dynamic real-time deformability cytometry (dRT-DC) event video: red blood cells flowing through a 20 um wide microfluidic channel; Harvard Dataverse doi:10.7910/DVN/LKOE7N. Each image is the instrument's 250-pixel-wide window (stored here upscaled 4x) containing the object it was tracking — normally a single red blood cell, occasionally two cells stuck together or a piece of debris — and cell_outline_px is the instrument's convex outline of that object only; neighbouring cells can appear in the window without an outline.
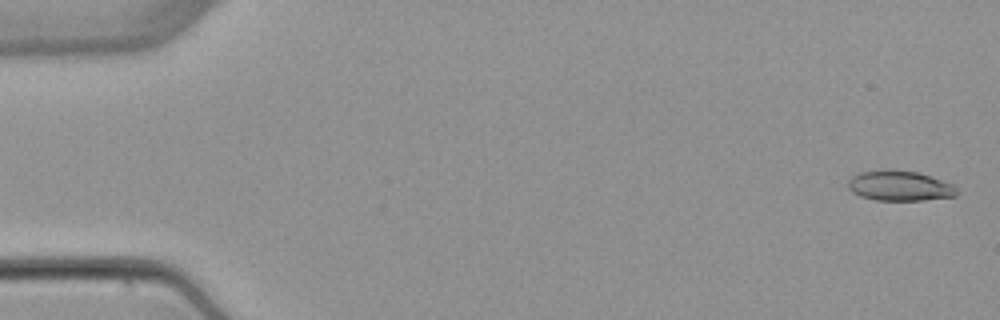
{"species": "common noctule bat (a hibernating species)", "species_latin": "Nyctalus noctula", "temperature_condition": "warm", "stored_images_in_passage": 5, "camera_frame_rate_fps": 3000, "um_per_image_px": 0.085, "animal": {"sex": "female", "body_mass_g": 22.7, "forearm_length_mm": 54.2}, "frame": {"image": 1, "passage_image": 1, "time_ms": 0.0, "image_size_px": [1000, 320], "cell_outline_px": [[956, 196], [924, 200], [876, 200], [860, 196], [852, 192], [848, 188], [848, 180], [852, 176], [860, 172], [888, 168], [916, 172], [952, 184], [956, 188]], "centroid_in_image_um": [76.41, 15.78], "position_along_channel_um": 8.6, "area_um2": 19.07}}
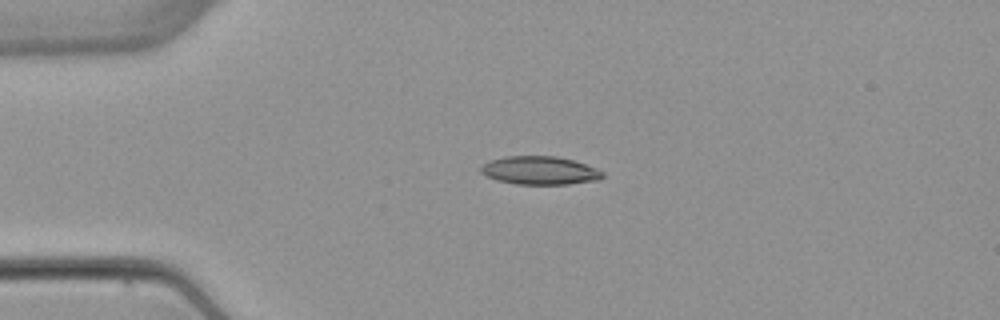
{"frame": {"image": 2, "passage_image": 4, "time_ms": 3.667, "image_size_px": [1000, 320], "cell_outline_px": [[604, 176], [600, 180], [568, 184], [516, 184], [496, 180], [480, 172], [480, 168], [488, 160], [504, 156], [556, 156], [572, 160], [596, 168], [604, 172]], "centroid_in_image_um": [45.88, 14.49], "position_along_channel_um": 39.1, "area_um2": 20.11}}